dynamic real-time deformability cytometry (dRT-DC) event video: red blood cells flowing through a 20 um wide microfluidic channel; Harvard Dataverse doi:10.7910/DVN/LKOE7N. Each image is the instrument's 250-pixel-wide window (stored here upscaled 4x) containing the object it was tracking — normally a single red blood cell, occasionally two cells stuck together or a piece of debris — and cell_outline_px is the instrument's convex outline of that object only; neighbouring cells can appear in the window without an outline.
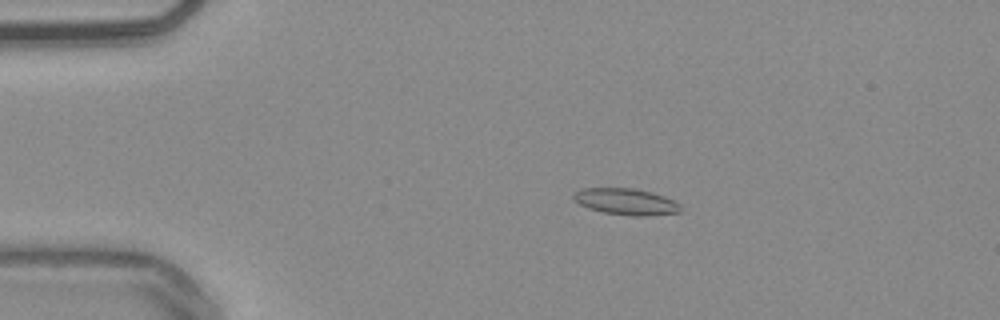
{"species": "common noctule bat (a hibernating species)", "species_latin": "Nyctalus noctula", "temperature_condition": "warm", "stored_images_in_passage": 44, "camera_frame_rate_fps": 3000, "um_per_image_px": 0.085, "animal": {"sex": "male", "body_mass_g": 20.4}, "frame": {"image": 1, "passage_image": 2, "time_ms": 0.333, "image_size_px": [1000, 320], "cell_outline_px": [[680, 212], [648, 216], [632, 216], [604, 212], [588, 208], [572, 200], [572, 196], [580, 188], [632, 188], [652, 192], [664, 196], [680, 204]], "centroid_in_image_um": [53.19, 17.14], "position_along_channel_um": 31.8, "area_um2": 16.47}}
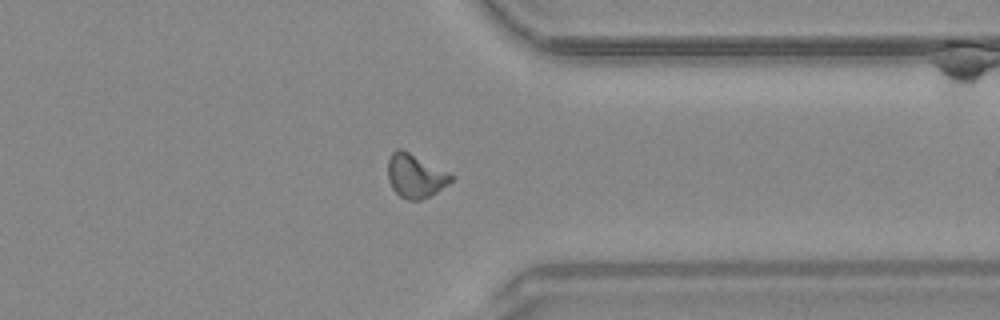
{"frame": {"image": 2, "passage_image": 33, "time_ms": 10.667, "image_size_px": [1000, 320], "cell_outline_px": [[456, 176], [448, 184], [436, 192], [420, 200], [408, 200], [400, 196], [392, 188], [388, 180], [388, 160], [392, 152], [396, 148], [400, 148]], "centroid_in_image_um": [35.29, 14.95], "position_along_channel_um": 376.1, "area_um2": 15.9}}
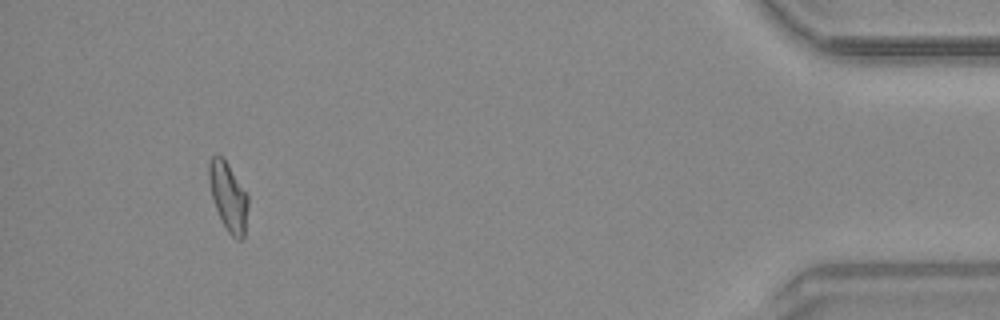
{"frame": {"image": 3, "passage_image": 41, "time_ms": 13.333, "image_size_px": [1000, 320], "cell_outline_px": [[248, 204], [244, 236], [240, 240], [236, 240], [228, 232], [220, 220], [212, 196], [208, 180], [208, 164], [212, 156], [216, 152], [228, 164], [248, 196]], "centroid_in_image_um": [19.38, 16.72], "position_along_channel_um": 415.8, "area_um2": 15.55}, "authors_computed_cell_mechanics": {"area_um2": 15.3748, "velocity_mm_per_s": 3.8505, "shape_relaxation_time_tau1_ms": null, "shape_relaxation_time_tau2_ms": 5.6251, "deformation_change_tau1": null, "deformation_change_tau2": 0.1313}}